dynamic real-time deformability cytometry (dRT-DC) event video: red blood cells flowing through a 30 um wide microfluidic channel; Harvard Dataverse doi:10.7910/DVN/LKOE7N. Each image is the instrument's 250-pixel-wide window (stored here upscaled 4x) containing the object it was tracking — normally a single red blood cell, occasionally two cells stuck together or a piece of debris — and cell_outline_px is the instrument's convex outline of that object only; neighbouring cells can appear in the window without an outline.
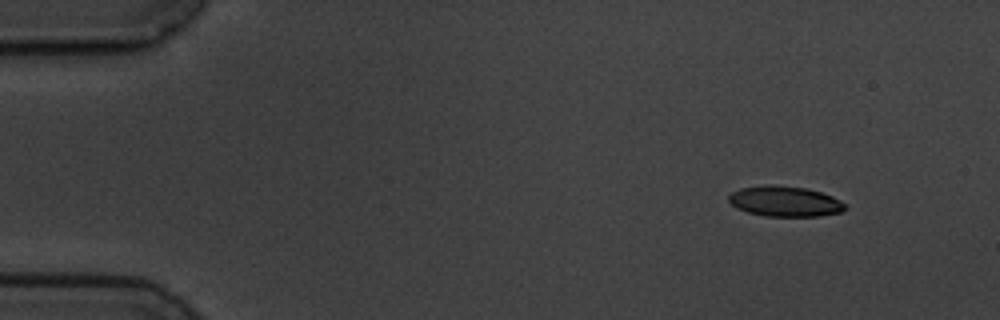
{"species": "common noctule bat (a hibernating species)", "species_latin": "Nyctalus noctula", "temperature_condition": "cold", "stored_images_in_passage": 3, "camera_frame_rate_fps": 3000, "um_per_image_px": 0.085, "animal": {"sex": "male", "body_mass_g": 19.5, "forearm_length_mm": 54.6}, "frame": {"image": 1, "passage_image": 1, "time_ms": 0.0, "image_size_px": [1000, 320], "cell_outline_px": [[848, 208], [840, 212], [820, 216], [764, 216], [748, 212], [736, 208], [728, 200], [728, 196], [732, 192], [740, 188], [768, 184], [772, 184], [808, 188], [832, 196], [840, 200]], "centroid_in_image_um": [66.71, 17.11], "position_along_channel_um": 18.3, "area_um2": 20.75}}